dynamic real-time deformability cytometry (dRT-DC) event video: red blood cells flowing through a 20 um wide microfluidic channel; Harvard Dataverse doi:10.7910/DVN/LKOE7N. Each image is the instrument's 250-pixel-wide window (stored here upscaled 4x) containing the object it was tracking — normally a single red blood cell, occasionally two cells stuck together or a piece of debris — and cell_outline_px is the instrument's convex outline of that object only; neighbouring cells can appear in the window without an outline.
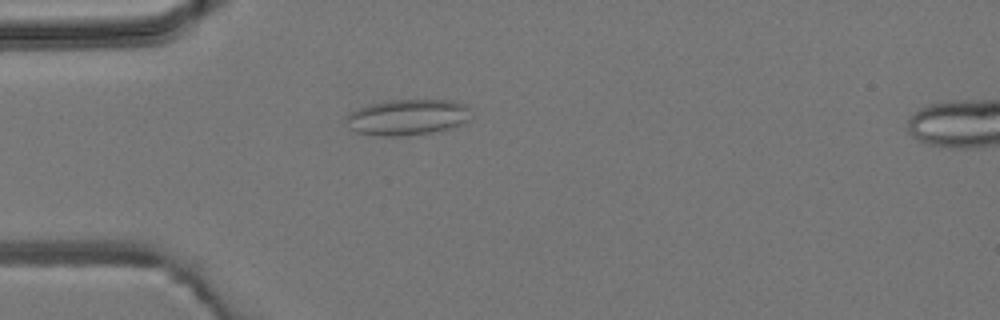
{"species": "common noctule bat (a hibernating species)", "species_latin": "Nyctalus noctula", "temperature_condition": "room temperature", "stored_images_in_passage": 4, "camera_frame_rate_fps": 3000, "um_per_image_px": 0.085, "animal": {"sex": "male", "body_mass_g": 19.2, "forearm_length_mm": 51.8}, "frame": {"image": 1, "passage_image": 4, "time_ms": 3.667, "image_size_px": [1000, 320], "cell_outline_px": [[468, 120], [464, 124], [440, 132], [400, 136], [380, 136], [356, 132], [348, 128], [348, 116], [352, 112], [368, 104], [388, 100], [452, 100], [464, 104], [468, 108]], "centroid_in_image_um": [34.67, 9.98], "position_along_channel_um": 50.3, "area_um2": 26.18}}